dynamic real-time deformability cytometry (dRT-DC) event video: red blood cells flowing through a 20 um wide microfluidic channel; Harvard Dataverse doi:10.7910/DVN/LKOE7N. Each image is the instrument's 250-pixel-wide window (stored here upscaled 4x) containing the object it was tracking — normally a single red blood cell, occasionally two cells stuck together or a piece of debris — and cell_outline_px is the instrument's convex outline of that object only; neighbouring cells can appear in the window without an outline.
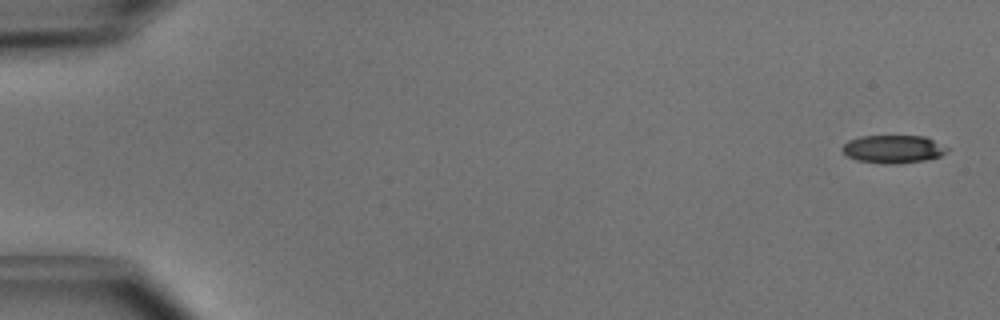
{"species": "common noctule bat (a hibernating species)", "species_latin": "Nyctalus noctula", "temperature_condition": "cold", "stored_images_in_passage": 5, "camera_frame_rate_fps": 3000, "um_per_image_px": 0.085, "animal": {"sex": "male", "body_mass_g": 15.6}, "frame": {"image": 1, "passage_image": 1, "time_ms": 0.0, "image_size_px": [1000, 320], "cell_outline_px": [[948, 152], [940, 156], [924, 160], [896, 164], [884, 164], [856, 160], [848, 156], [840, 148], [848, 140], [860, 136], [924, 136], [948, 148]], "centroid_in_image_um": [75.89, 12.67], "position_along_channel_um": 9.1, "area_um2": 17.05}}
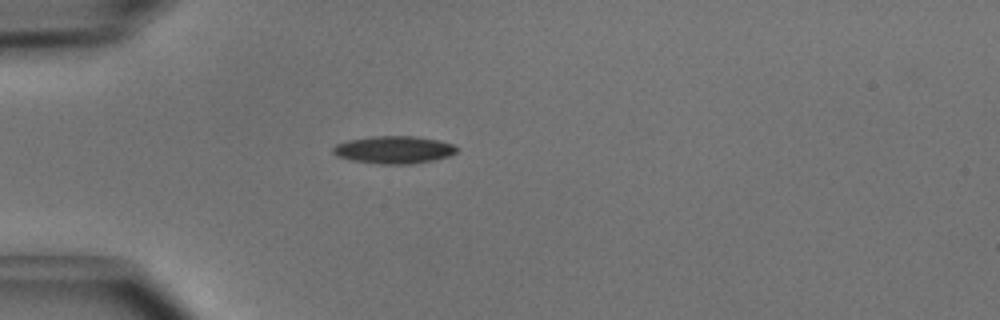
{"frame": {"image": 2, "passage_image": 5, "time_ms": 1.333, "image_size_px": [1000, 320], "cell_outline_px": [[456, 152], [448, 156], [432, 160], [412, 164], [380, 164], [352, 160], [340, 156], [332, 152], [332, 148], [336, 144], [348, 140], [372, 136], [416, 136], [436, 140], [452, 144], [456, 148]], "centroid_in_image_um": [33.46, 12.72], "position_along_channel_um": 51.5, "area_um2": 19.59}}